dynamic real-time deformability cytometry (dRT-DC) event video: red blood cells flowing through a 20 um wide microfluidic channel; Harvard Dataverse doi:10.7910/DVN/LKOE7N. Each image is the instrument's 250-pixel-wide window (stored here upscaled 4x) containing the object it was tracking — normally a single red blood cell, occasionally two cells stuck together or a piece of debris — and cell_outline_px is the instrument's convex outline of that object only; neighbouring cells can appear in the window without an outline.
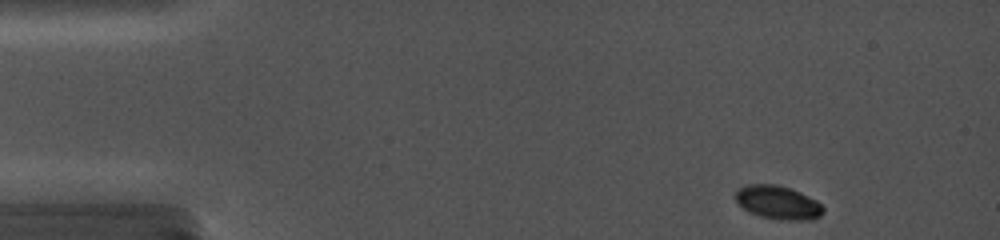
{"species": "common noctule bat (a hibernating species)", "species_latin": "Nyctalus noctula", "temperature_condition": "cold", "stored_images_in_passage": 47, "camera_frame_rate_fps": 5000, "um_per_image_px": 0.085, "animal": {"sex": "female", "body_mass_g": 19.0, "forearm_length_mm": 56.7}, "frame": {"image": 1, "passage_image": 1, "time_ms": 0.0, "image_size_px": [1000, 240], "cell_outline_px": [[824, 212], [820, 216], [812, 220], [780, 220], [760, 216], [744, 208], [736, 200], [736, 192], [740, 188], [748, 184], [776, 184], [800, 192], [816, 200], [824, 208]], "centroid_in_image_um": [66.17, 17.22], "position_along_channel_um": 18.8, "area_um2": 16.94}}
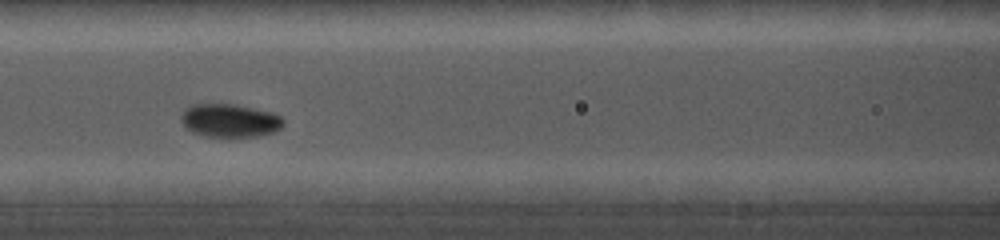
{"frame": {"image": 2, "passage_image": 19, "time_ms": 6.0, "image_size_px": [1000, 240], "cell_outline_px": [[284, 124], [280, 128], [272, 132], [256, 136], [204, 136], [192, 132], [184, 124], [180, 116], [184, 108], [188, 104], [236, 104], [272, 112], [280, 116], [284, 120]], "centroid_in_image_um": [19.51, 10.22], "position_along_channel_um": 147.1, "area_um2": 19.77}}
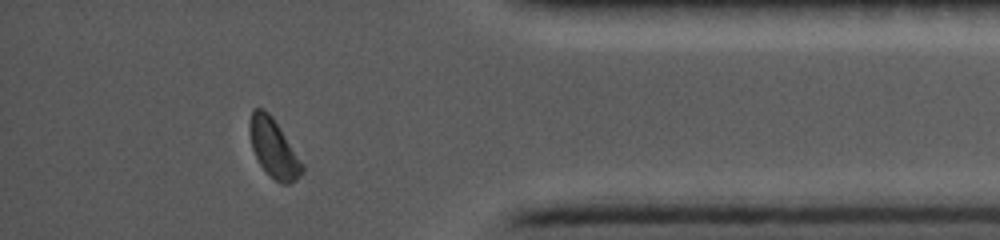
{"frame": {"image": 3, "passage_image": 42, "time_ms": 13.4, "image_size_px": [1000, 240], "cell_outline_px": [[304, 168], [300, 176], [296, 180], [288, 184], [280, 184], [260, 164], [252, 148], [248, 128], [248, 120], [252, 108], [264, 108], [272, 116], [304, 164]], "centroid_in_image_um": [23.24, 12.55], "position_along_channel_um": 412.0, "area_um2": 17.92}}